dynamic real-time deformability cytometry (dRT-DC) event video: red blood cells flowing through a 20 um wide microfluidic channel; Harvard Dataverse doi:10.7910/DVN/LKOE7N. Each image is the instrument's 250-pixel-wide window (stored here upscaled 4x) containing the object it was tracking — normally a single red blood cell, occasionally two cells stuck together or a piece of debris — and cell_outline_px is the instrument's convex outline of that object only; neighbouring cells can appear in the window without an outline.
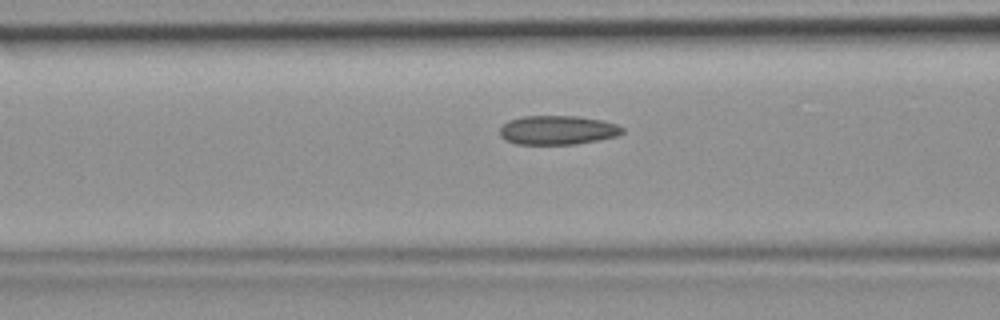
{"species": "common noctule bat (a hibernating species)", "species_latin": "Nyctalus noctula", "temperature_condition": "room temperature", "stored_images_in_passage": 31, "camera_frame_rate_fps": 3000, "um_per_image_px": 0.085, "animal": {"sex": "female", "body_mass_g": 19.9}, "frame": {"image": 1, "passage_image": 6, "time_ms": 1.667, "image_size_px": [1000, 320], "cell_outline_px": [[624, 132], [616, 136], [576, 144], [516, 144], [504, 140], [500, 136], [500, 128], [508, 120], [524, 116], [576, 116], [600, 120], [616, 124], [624, 128]], "centroid_in_image_um": [47.36, 11.06], "position_along_channel_um": 119.2, "area_um2": 20.69}}
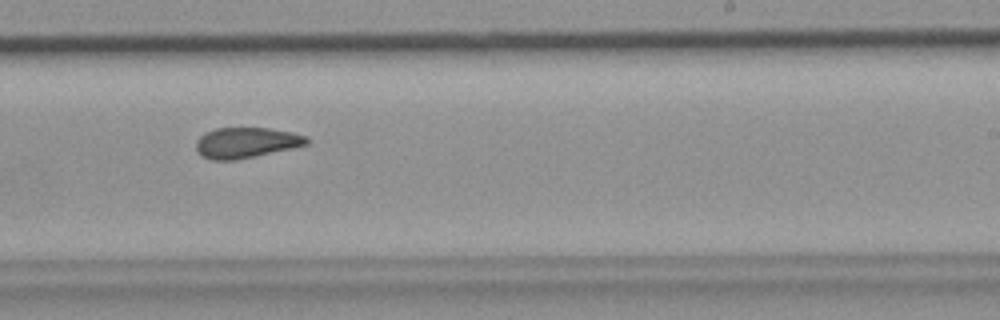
{"frame": {"image": 2, "passage_image": 16, "time_ms": 5.0, "image_size_px": [1000, 320], "cell_outline_px": [[308, 144], [292, 148], [256, 156], [236, 160], [212, 160], [200, 156], [196, 152], [196, 140], [204, 132], [216, 128], [268, 128], [292, 132], [308, 136]], "centroid_in_image_um": [20.89, 12.13], "position_along_channel_um": 268.1, "area_um2": 19.88}}
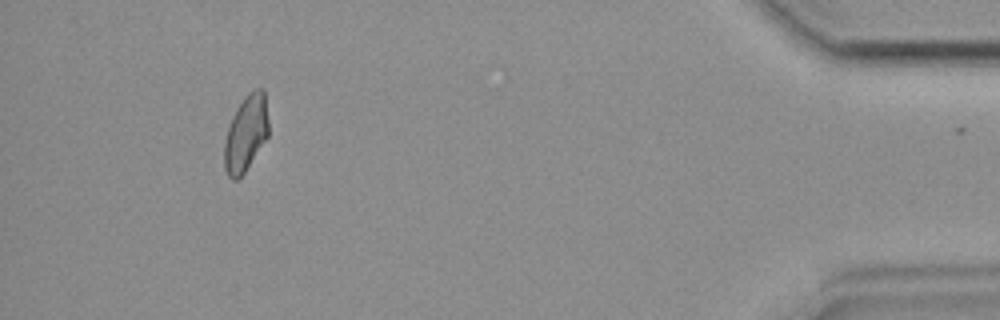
{"frame": {"image": 3, "passage_image": 30, "time_ms": 9.667, "image_size_px": [1000, 320], "cell_outline_px": [[268, 136], [244, 172], [236, 180], [232, 180], [228, 176], [224, 168], [224, 144], [228, 128], [232, 116], [236, 108], [244, 96], [252, 88], [264, 88], [268, 120]], "centroid_in_image_um": [20.9, 11.29], "position_along_channel_um": 414.3, "area_um2": 19.65}}